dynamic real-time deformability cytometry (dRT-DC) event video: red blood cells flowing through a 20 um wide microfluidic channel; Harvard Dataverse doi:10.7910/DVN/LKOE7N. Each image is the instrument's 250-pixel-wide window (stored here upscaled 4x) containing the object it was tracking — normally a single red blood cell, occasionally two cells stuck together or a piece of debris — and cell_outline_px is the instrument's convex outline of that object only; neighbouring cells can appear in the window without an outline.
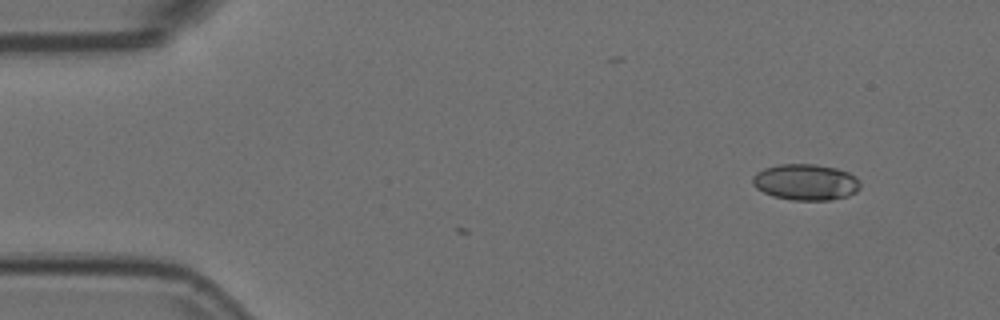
{"species": "Egyptian fruit bat (a non-hibernating species)", "species_latin": "Rousettus aegyptiacus", "temperature_condition": "room temperature", "stored_images_in_passage": 4, "camera_frame_rate_fps": 3000, "um_per_image_px": 0.085, "animal": {"sex": "female"}, "frame": {"image": 1, "passage_image": 2, "time_ms": 0.333, "image_size_px": [1000, 320], "cell_outline_px": [[860, 188], [856, 192], [848, 196], [832, 200], [792, 200], [772, 196], [756, 188], [752, 184], [752, 176], [756, 172], [764, 168], [780, 164], [816, 164], [836, 168], [848, 172], [856, 176], [860, 184]], "centroid_in_image_um": [68.48, 15.48], "position_along_channel_um": 16.5, "area_um2": 22.89}}
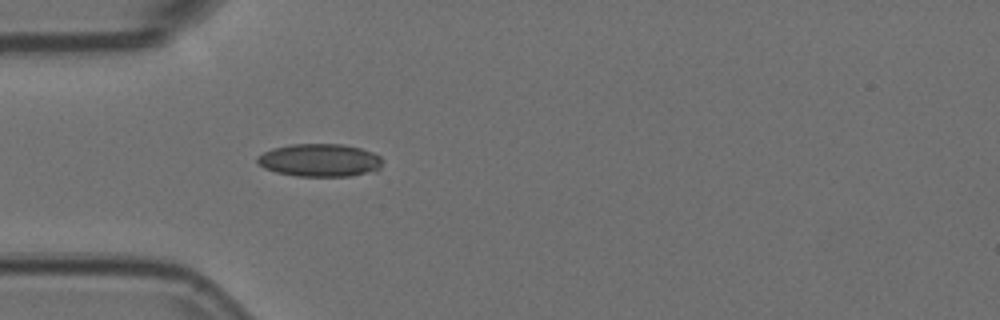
{"frame": {"image": 2, "passage_image": 4, "time_ms": 1.0, "image_size_px": [1000, 320], "cell_outline_px": [[384, 160], [380, 168], [376, 172], [348, 176], [296, 176], [276, 172], [264, 168], [256, 160], [256, 156], [272, 148], [292, 144], [344, 144], [360, 148], [372, 152], [380, 156]], "centroid_in_image_um": [27.21, 13.62], "position_along_channel_um": 57.8, "area_um2": 24.22}}